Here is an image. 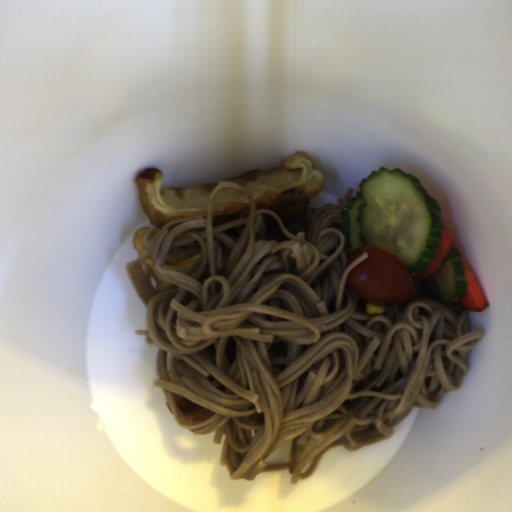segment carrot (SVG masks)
<instances>
[{
    "label": "carrot",
    "instance_id": "1",
    "mask_svg": "<svg viewBox=\"0 0 512 512\" xmlns=\"http://www.w3.org/2000/svg\"><path fill=\"white\" fill-rule=\"evenodd\" d=\"M460 261L464 268V279L467 282V288L464 291V296L453 304L465 311L482 312L489 307L490 303L464 258H460Z\"/></svg>",
    "mask_w": 512,
    "mask_h": 512
},
{
    "label": "carrot",
    "instance_id": "2",
    "mask_svg": "<svg viewBox=\"0 0 512 512\" xmlns=\"http://www.w3.org/2000/svg\"><path fill=\"white\" fill-rule=\"evenodd\" d=\"M452 241L453 237L451 233L447 232L444 229H441L439 250L435 258L431 260L425 267H421L415 272L408 271L412 279L431 278L436 273H438L450 254Z\"/></svg>",
    "mask_w": 512,
    "mask_h": 512
}]
</instances>
